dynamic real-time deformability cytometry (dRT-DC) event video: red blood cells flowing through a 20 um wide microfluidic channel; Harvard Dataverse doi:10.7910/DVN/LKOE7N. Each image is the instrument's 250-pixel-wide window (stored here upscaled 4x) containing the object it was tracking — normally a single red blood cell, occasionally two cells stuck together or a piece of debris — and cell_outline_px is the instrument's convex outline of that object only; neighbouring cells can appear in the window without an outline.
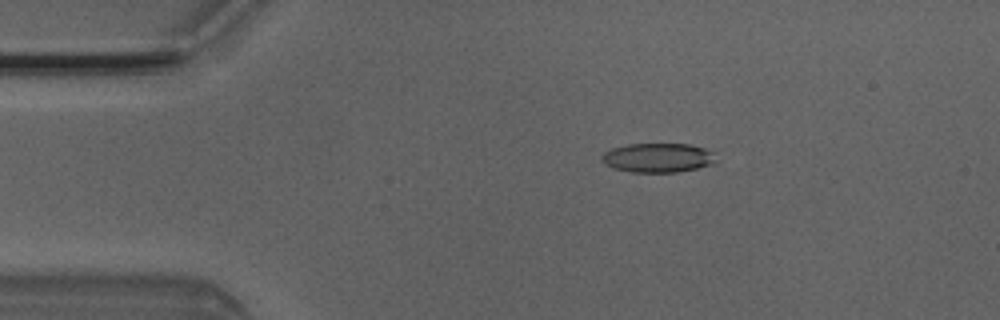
{"species": "Egyptian fruit bat (a non-hibernating species)", "species_latin": "Rousettus aegyptiacus", "temperature_condition": "room temperature", "stored_images_in_passage": 5, "camera_frame_rate_fps": 3000, "um_per_image_px": 0.085, "animal": {"sex": "male"}, "frame": {"image": 1, "passage_image": 3, "time_ms": 0.667, "image_size_px": [1000, 320], "cell_outline_px": [[716, 160], [708, 164], [696, 168], [676, 172], [632, 172], [612, 168], [604, 164], [600, 160], [600, 156], [604, 152], [612, 148], [628, 144], [688, 144], [704, 148], [712, 152]], "centroid_in_image_um": [55.83, 13.4], "position_along_channel_um": 29.2, "area_um2": 19.36}}